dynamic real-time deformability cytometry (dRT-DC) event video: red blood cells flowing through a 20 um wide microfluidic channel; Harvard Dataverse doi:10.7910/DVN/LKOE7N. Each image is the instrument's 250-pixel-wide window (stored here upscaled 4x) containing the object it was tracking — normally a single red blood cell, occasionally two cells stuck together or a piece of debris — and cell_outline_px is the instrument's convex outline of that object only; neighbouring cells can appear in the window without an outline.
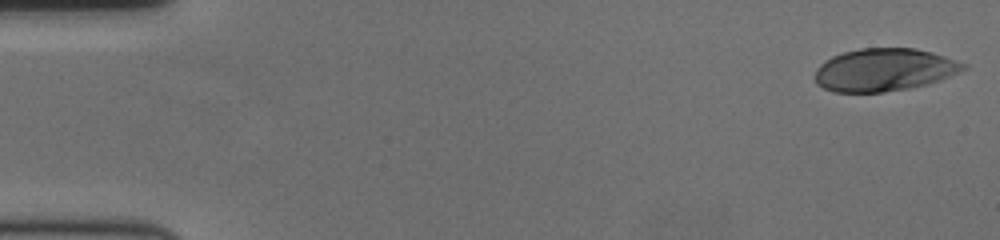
{"species": "human", "species_latin": "Homo sapiens", "temperature_condition": "cold", "stored_images_in_passage": 58, "camera_frame_rate_fps": 3000, "um_per_image_px": 0.085, "donor": {"sex": "female"}, "frame": {"image": 1, "passage_image": 1, "time_ms": 0.0, "image_size_px": [1000, 240], "cell_outline_px": [[968, 68], [960, 72], [928, 84], [912, 88], [884, 92], [832, 92], [816, 84], [816, 68], [824, 60], [832, 56], [844, 52], [860, 48], [916, 48], [932, 52], [968, 64]], "centroid_in_image_um": [75.17, 5.93], "position_along_channel_um": 9.8, "area_um2": 37.17}}
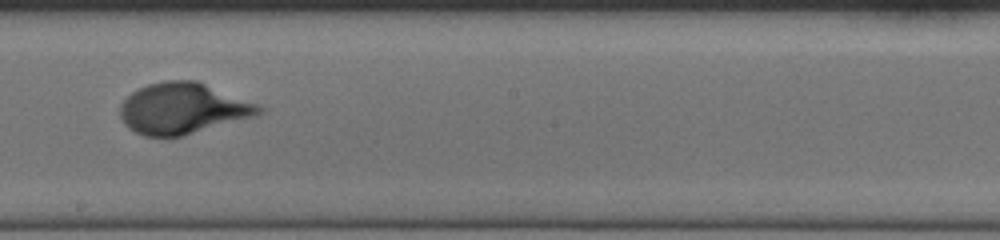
{"frame": {"image": 2, "passage_image": 33, "time_ms": 10.667, "image_size_px": [1000, 240], "cell_outline_px": [[264, 112], [256, 116], [184, 136], [144, 136], [128, 128], [124, 124], [120, 116], [120, 104], [132, 92], [148, 84], [164, 80], [196, 80], [260, 104], [264, 108]], "centroid_in_image_um": [15.57, 9.22], "position_along_channel_um": 232.6, "area_um2": 41.56}}
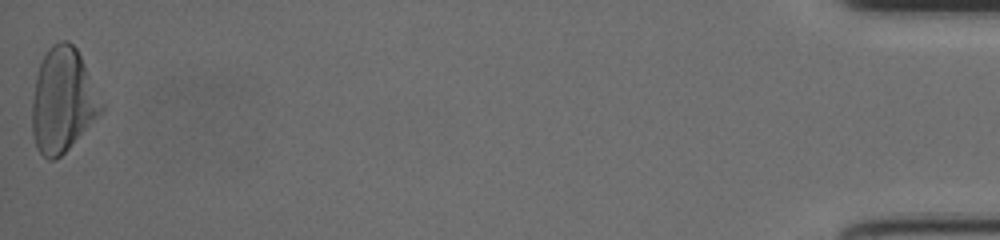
{"frame": {"image": 3, "passage_image": 58, "time_ms": 19.0, "image_size_px": [1000, 240], "cell_outline_px": [[104, 108], [68, 148], [56, 160], [48, 160], [36, 148], [32, 132], [32, 100], [36, 76], [40, 64], [48, 48], [52, 44], [60, 40], [68, 40], [76, 48], [104, 104]], "centroid_in_image_um": [5.31, 8.52], "position_along_channel_um": 429.9, "area_um2": 41.5}, "authors_computed_cell_mechanics": {"area_um2": 39.3907, "velocity_mm_per_s": 3.5446, "shape_relaxation_time_tau1_ms": 3.519, "shape_relaxation_time_tau2_ms": null, "deformation_change_tau1": 0.1918, "deformation_change_tau2": null}}